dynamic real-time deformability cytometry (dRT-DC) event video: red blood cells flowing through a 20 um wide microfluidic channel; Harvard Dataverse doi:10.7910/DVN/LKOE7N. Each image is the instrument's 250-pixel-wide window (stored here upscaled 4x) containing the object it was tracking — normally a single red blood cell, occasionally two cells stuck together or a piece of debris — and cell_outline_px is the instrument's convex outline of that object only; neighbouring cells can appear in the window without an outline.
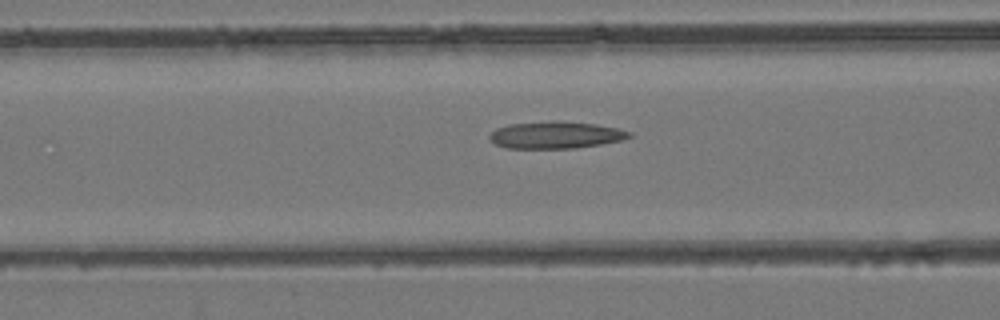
{"species": "common noctule bat (a hibernating species)", "species_latin": "Nyctalus noctula", "temperature_condition": "room temperature", "stored_images_in_passage": 52, "camera_frame_rate_fps": 3000, "um_per_image_px": 0.085, "animal": {"sex": "female", "body_mass_g": 24.6, "forearm_length_mm": 56.2}, "frame": {"image": 1, "passage_image": 21, "time_ms": 6.667, "image_size_px": [1000, 320], "cell_outline_px": [[632, 136], [624, 140], [576, 148], [508, 148], [496, 144], [488, 136], [496, 128], [508, 124], [552, 120], [556, 120], [596, 124], [616, 128], [632, 132]], "centroid_in_image_um": [47.25, 11.46], "position_along_channel_um": 119.3, "area_um2": 22.08}}
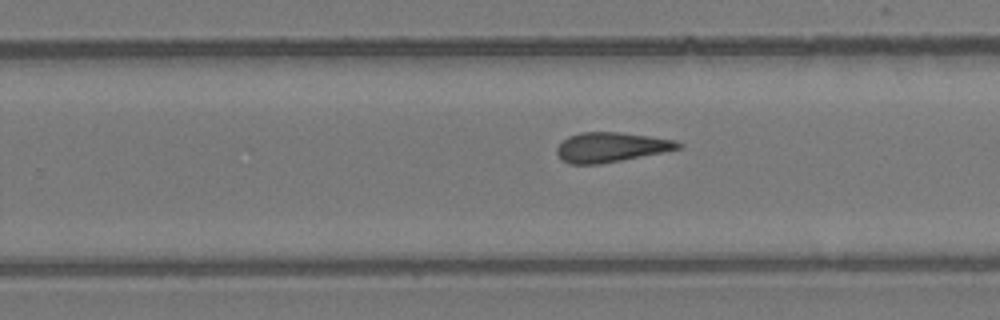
{"frame": {"image": 2, "passage_image": 33, "time_ms": 10.667, "image_size_px": [1000, 320], "cell_outline_px": [[684, 148], [664, 152], [600, 164], [568, 164], [560, 160], [556, 152], [556, 148], [568, 136], [580, 132], [620, 132], [676, 140], [684, 144]], "centroid_in_image_um": [51.95, 12.51], "position_along_channel_um": 277.9, "area_um2": 21.21}}
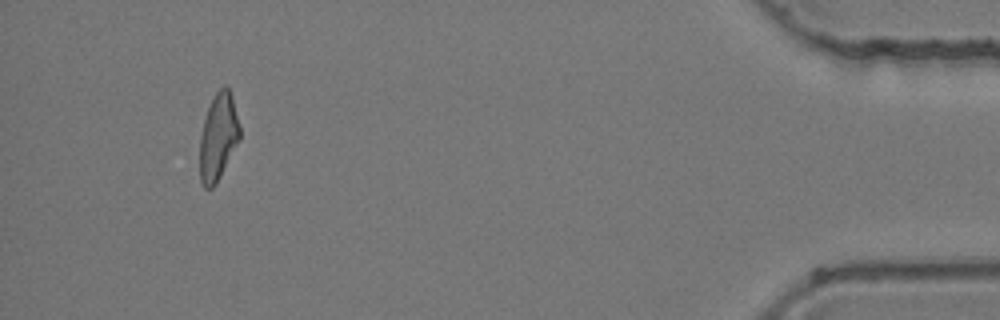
{"frame": {"image": 3, "passage_image": 49, "time_ms": 16.0, "image_size_px": [1000, 320], "cell_outline_px": [[240, 140], [216, 184], [212, 188], [204, 188], [200, 180], [200, 136], [204, 120], [208, 108], [216, 92], [224, 84], [228, 88], [232, 96], [240, 128]], "centroid_in_image_um": [18.55, 11.66], "position_along_channel_um": 416.6, "area_um2": 20.17}, "authors_computed_cell_mechanics": {"area_um2": 21.5883, "velocity_mm_per_s": 3.9712, "shape_relaxation_time_tau1_ms": null, "shape_relaxation_time_tau2_ms": 3.9139, "deformation_change_tau1": null, "deformation_change_tau2": 0.1618}}